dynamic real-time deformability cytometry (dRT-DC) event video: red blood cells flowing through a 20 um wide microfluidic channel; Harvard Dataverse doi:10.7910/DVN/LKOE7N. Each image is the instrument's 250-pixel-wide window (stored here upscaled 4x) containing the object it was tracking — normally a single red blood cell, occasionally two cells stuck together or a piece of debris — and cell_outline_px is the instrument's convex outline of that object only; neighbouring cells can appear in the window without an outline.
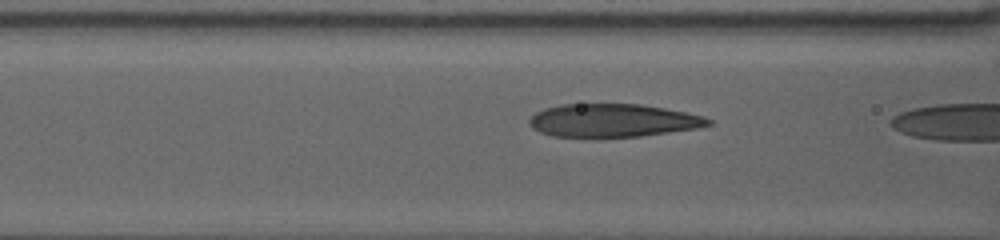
{"species": "human", "species_latin": "Homo sapiens", "temperature_condition": "warm", "stored_images_in_passage": 28, "camera_frame_rate_fps": 3000, "um_per_image_px": 0.085, "donor": {"sex": "female"}, "frame": {"image": 1, "passage_image": 27, "time_ms": 8.667, "image_size_px": [1000, 240], "cell_outline_px": [[712, 124], [696, 128], [640, 136], [596, 140], [552, 136], [540, 132], [532, 128], [528, 120], [536, 112], [544, 108], [560, 104], [640, 104], [664, 108], [704, 116], [712, 120]], "centroid_in_image_um": [52.03, 10.28], "position_along_channel_um": 114.6, "area_um2": 35.43}}